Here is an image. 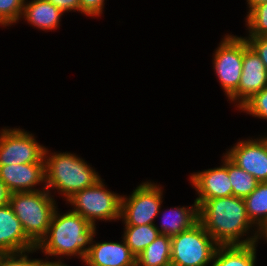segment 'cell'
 Instances as JSON below:
<instances>
[{"mask_svg": "<svg viewBox=\"0 0 267 266\" xmlns=\"http://www.w3.org/2000/svg\"><path fill=\"white\" fill-rule=\"evenodd\" d=\"M94 236L84 263L86 266H136V257L125 240L95 242Z\"/></svg>", "mask_w": 267, "mask_h": 266, "instance_id": "obj_15", "label": "cell"}, {"mask_svg": "<svg viewBox=\"0 0 267 266\" xmlns=\"http://www.w3.org/2000/svg\"><path fill=\"white\" fill-rule=\"evenodd\" d=\"M243 68L238 88L228 97L240 108L254 94L267 86V70L256 52L243 37Z\"/></svg>", "mask_w": 267, "mask_h": 266, "instance_id": "obj_10", "label": "cell"}, {"mask_svg": "<svg viewBox=\"0 0 267 266\" xmlns=\"http://www.w3.org/2000/svg\"><path fill=\"white\" fill-rule=\"evenodd\" d=\"M64 260H56V261H48V259L45 261L42 260V259H38L36 262H35V266H69V265H66L64 262H62Z\"/></svg>", "mask_w": 267, "mask_h": 266, "instance_id": "obj_31", "label": "cell"}, {"mask_svg": "<svg viewBox=\"0 0 267 266\" xmlns=\"http://www.w3.org/2000/svg\"><path fill=\"white\" fill-rule=\"evenodd\" d=\"M159 186L146 181L137 186L131 195H122L120 220L123 219L124 225L155 224L163 202V190Z\"/></svg>", "mask_w": 267, "mask_h": 266, "instance_id": "obj_7", "label": "cell"}, {"mask_svg": "<svg viewBox=\"0 0 267 266\" xmlns=\"http://www.w3.org/2000/svg\"><path fill=\"white\" fill-rule=\"evenodd\" d=\"M0 180L11 193L40 191L35 187L45 183V162L0 165Z\"/></svg>", "mask_w": 267, "mask_h": 266, "instance_id": "obj_13", "label": "cell"}, {"mask_svg": "<svg viewBox=\"0 0 267 266\" xmlns=\"http://www.w3.org/2000/svg\"><path fill=\"white\" fill-rule=\"evenodd\" d=\"M36 250L38 251L37 247L21 252L0 253V266H35L38 258L30 259L28 255Z\"/></svg>", "mask_w": 267, "mask_h": 266, "instance_id": "obj_26", "label": "cell"}, {"mask_svg": "<svg viewBox=\"0 0 267 266\" xmlns=\"http://www.w3.org/2000/svg\"><path fill=\"white\" fill-rule=\"evenodd\" d=\"M213 69L229 97L240 82L243 68V37L225 35L213 54Z\"/></svg>", "mask_w": 267, "mask_h": 266, "instance_id": "obj_8", "label": "cell"}, {"mask_svg": "<svg viewBox=\"0 0 267 266\" xmlns=\"http://www.w3.org/2000/svg\"><path fill=\"white\" fill-rule=\"evenodd\" d=\"M218 246L198 222L191 229L171 236V263L179 266H208Z\"/></svg>", "mask_w": 267, "mask_h": 266, "instance_id": "obj_6", "label": "cell"}, {"mask_svg": "<svg viewBox=\"0 0 267 266\" xmlns=\"http://www.w3.org/2000/svg\"><path fill=\"white\" fill-rule=\"evenodd\" d=\"M228 176L232 185L233 196L246 198L254 191L259 181L247 173L245 170L238 167L228 158Z\"/></svg>", "mask_w": 267, "mask_h": 266, "instance_id": "obj_22", "label": "cell"}, {"mask_svg": "<svg viewBox=\"0 0 267 266\" xmlns=\"http://www.w3.org/2000/svg\"><path fill=\"white\" fill-rule=\"evenodd\" d=\"M57 209L53 213L47 235L36 247L46 258L60 256L58 260L61 261L63 256H77L84 262L93 236L96 235V226L71 210L60 215Z\"/></svg>", "mask_w": 267, "mask_h": 266, "instance_id": "obj_2", "label": "cell"}, {"mask_svg": "<svg viewBox=\"0 0 267 266\" xmlns=\"http://www.w3.org/2000/svg\"><path fill=\"white\" fill-rule=\"evenodd\" d=\"M44 161L46 189L49 192L56 189L65 200L101 179L91 165L73 153H49L46 148Z\"/></svg>", "mask_w": 267, "mask_h": 266, "instance_id": "obj_3", "label": "cell"}, {"mask_svg": "<svg viewBox=\"0 0 267 266\" xmlns=\"http://www.w3.org/2000/svg\"><path fill=\"white\" fill-rule=\"evenodd\" d=\"M263 236V237H262ZM265 238L267 242V220L263 223V225L258 229V236H257V242L259 239Z\"/></svg>", "mask_w": 267, "mask_h": 266, "instance_id": "obj_32", "label": "cell"}, {"mask_svg": "<svg viewBox=\"0 0 267 266\" xmlns=\"http://www.w3.org/2000/svg\"><path fill=\"white\" fill-rule=\"evenodd\" d=\"M103 179L94 185L74 193L66 200L73 206V212L80 214L91 225L96 226V220H120L122 196L105 187Z\"/></svg>", "mask_w": 267, "mask_h": 266, "instance_id": "obj_5", "label": "cell"}, {"mask_svg": "<svg viewBox=\"0 0 267 266\" xmlns=\"http://www.w3.org/2000/svg\"><path fill=\"white\" fill-rule=\"evenodd\" d=\"M267 0H247V4H248V10H250L253 6L257 5V4H261L263 2H266Z\"/></svg>", "mask_w": 267, "mask_h": 266, "instance_id": "obj_33", "label": "cell"}, {"mask_svg": "<svg viewBox=\"0 0 267 266\" xmlns=\"http://www.w3.org/2000/svg\"><path fill=\"white\" fill-rule=\"evenodd\" d=\"M225 155L259 182H267V144L261 136L239 140Z\"/></svg>", "mask_w": 267, "mask_h": 266, "instance_id": "obj_11", "label": "cell"}, {"mask_svg": "<svg viewBox=\"0 0 267 266\" xmlns=\"http://www.w3.org/2000/svg\"><path fill=\"white\" fill-rule=\"evenodd\" d=\"M171 263V236L160 234L137 257L136 266H167Z\"/></svg>", "mask_w": 267, "mask_h": 266, "instance_id": "obj_19", "label": "cell"}, {"mask_svg": "<svg viewBox=\"0 0 267 266\" xmlns=\"http://www.w3.org/2000/svg\"><path fill=\"white\" fill-rule=\"evenodd\" d=\"M159 235L160 232L156 224L140 226L125 225L122 239L125 240L131 253L137 257Z\"/></svg>", "mask_w": 267, "mask_h": 266, "instance_id": "obj_20", "label": "cell"}, {"mask_svg": "<svg viewBox=\"0 0 267 266\" xmlns=\"http://www.w3.org/2000/svg\"><path fill=\"white\" fill-rule=\"evenodd\" d=\"M36 246L26 235L10 204L0 207V253L21 252Z\"/></svg>", "mask_w": 267, "mask_h": 266, "instance_id": "obj_14", "label": "cell"}, {"mask_svg": "<svg viewBox=\"0 0 267 266\" xmlns=\"http://www.w3.org/2000/svg\"><path fill=\"white\" fill-rule=\"evenodd\" d=\"M80 12L86 16L99 17L103 13L105 0H79Z\"/></svg>", "mask_w": 267, "mask_h": 266, "instance_id": "obj_28", "label": "cell"}, {"mask_svg": "<svg viewBox=\"0 0 267 266\" xmlns=\"http://www.w3.org/2000/svg\"><path fill=\"white\" fill-rule=\"evenodd\" d=\"M222 165L203 171L193 172L190 182L198 197L195 201H206L233 196L232 185L228 176V157L223 155Z\"/></svg>", "mask_w": 267, "mask_h": 266, "instance_id": "obj_12", "label": "cell"}, {"mask_svg": "<svg viewBox=\"0 0 267 266\" xmlns=\"http://www.w3.org/2000/svg\"><path fill=\"white\" fill-rule=\"evenodd\" d=\"M244 202L249 219L259 229L267 220V182H259Z\"/></svg>", "mask_w": 267, "mask_h": 266, "instance_id": "obj_21", "label": "cell"}, {"mask_svg": "<svg viewBox=\"0 0 267 266\" xmlns=\"http://www.w3.org/2000/svg\"><path fill=\"white\" fill-rule=\"evenodd\" d=\"M257 244L218 246L211 266H255Z\"/></svg>", "mask_w": 267, "mask_h": 266, "instance_id": "obj_18", "label": "cell"}, {"mask_svg": "<svg viewBox=\"0 0 267 266\" xmlns=\"http://www.w3.org/2000/svg\"><path fill=\"white\" fill-rule=\"evenodd\" d=\"M196 203L199 223L219 246L249 245L257 242L258 228L249 219L243 198L229 196ZM250 229L253 230L252 236L245 239L243 236H246Z\"/></svg>", "mask_w": 267, "mask_h": 266, "instance_id": "obj_1", "label": "cell"}, {"mask_svg": "<svg viewBox=\"0 0 267 266\" xmlns=\"http://www.w3.org/2000/svg\"><path fill=\"white\" fill-rule=\"evenodd\" d=\"M24 0H0V26H12L21 20Z\"/></svg>", "mask_w": 267, "mask_h": 266, "instance_id": "obj_24", "label": "cell"}, {"mask_svg": "<svg viewBox=\"0 0 267 266\" xmlns=\"http://www.w3.org/2000/svg\"><path fill=\"white\" fill-rule=\"evenodd\" d=\"M248 45L256 52L267 70V36H246Z\"/></svg>", "mask_w": 267, "mask_h": 266, "instance_id": "obj_27", "label": "cell"}, {"mask_svg": "<svg viewBox=\"0 0 267 266\" xmlns=\"http://www.w3.org/2000/svg\"><path fill=\"white\" fill-rule=\"evenodd\" d=\"M247 13L248 36H267V1L253 6Z\"/></svg>", "mask_w": 267, "mask_h": 266, "instance_id": "obj_23", "label": "cell"}, {"mask_svg": "<svg viewBox=\"0 0 267 266\" xmlns=\"http://www.w3.org/2000/svg\"><path fill=\"white\" fill-rule=\"evenodd\" d=\"M264 140H265V142H266V144H267V135H265L264 137H262Z\"/></svg>", "mask_w": 267, "mask_h": 266, "instance_id": "obj_35", "label": "cell"}, {"mask_svg": "<svg viewBox=\"0 0 267 266\" xmlns=\"http://www.w3.org/2000/svg\"><path fill=\"white\" fill-rule=\"evenodd\" d=\"M239 110L259 119L267 120V86L259 93L254 94Z\"/></svg>", "mask_w": 267, "mask_h": 266, "instance_id": "obj_25", "label": "cell"}, {"mask_svg": "<svg viewBox=\"0 0 267 266\" xmlns=\"http://www.w3.org/2000/svg\"><path fill=\"white\" fill-rule=\"evenodd\" d=\"M59 8L63 13L78 11L80 12V1L79 0H47Z\"/></svg>", "mask_w": 267, "mask_h": 266, "instance_id": "obj_29", "label": "cell"}, {"mask_svg": "<svg viewBox=\"0 0 267 266\" xmlns=\"http://www.w3.org/2000/svg\"><path fill=\"white\" fill-rule=\"evenodd\" d=\"M63 12L47 0H24L21 18L43 31L59 28Z\"/></svg>", "mask_w": 267, "mask_h": 266, "instance_id": "obj_16", "label": "cell"}, {"mask_svg": "<svg viewBox=\"0 0 267 266\" xmlns=\"http://www.w3.org/2000/svg\"><path fill=\"white\" fill-rule=\"evenodd\" d=\"M45 149L34 134L24 129L5 127L0 130V165L45 162Z\"/></svg>", "mask_w": 267, "mask_h": 266, "instance_id": "obj_9", "label": "cell"}, {"mask_svg": "<svg viewBox=\"0 0 267 266\" xmlns=\"http://www.w3.org/2000/svg\"><path fill=\"white\" fill-rule=\"evenodd\" d=\"M168 210L167 213L163 212L160 228L156 225L162 235L173 236L179 234L191 229L199 222L198 204L195 200L190 207H174Z\"/></svg>", "mask_w": 267, "mask_h": 266, "instance_id": "obj_17", "label": "cell"}, {"mask_svg": "<svg viewBox=\"0 0 267 266\" xmlns=\"http://www.w3.org/2000/svg\"><path fill=\"white\" fill-rule=\"evenodd\" d=\"M11 192L6 185L0 180V207L9 203Z\"/></svg>", "mask_w": 267, "mask_h": 266, "instance_id": "obj_30", "label": "cell"}, {"mask_svg": "<svg viewBox=\"0 0 267 266\" xmlns=\"http://www.w3.org/2000/svg\"><path fill=\"white\" fill-rule=\"evenodd\" d=\"M45 185L42 190L10 194L9 204L26 235L36 244L47 235L57 204Z\"/></svg>", "mask_w": 267, "mask_h": 266, "instance_id": "obj_4", "label": "cell"}, {"mask_svg": "<svg viewBox=\"0 0 267 266\" xmlns=\"http://www.w3.org/2000/svg\"><path fill=\"white\" fill-rule=\"evenodd\" d=\"M167 266H179V265H176V264H174V263H170V264H168Z\"/></svg>", "mask_w": 267, "mask_h": 266, "instance_id": "obj_34", "label": "cell"}]
</instances>
